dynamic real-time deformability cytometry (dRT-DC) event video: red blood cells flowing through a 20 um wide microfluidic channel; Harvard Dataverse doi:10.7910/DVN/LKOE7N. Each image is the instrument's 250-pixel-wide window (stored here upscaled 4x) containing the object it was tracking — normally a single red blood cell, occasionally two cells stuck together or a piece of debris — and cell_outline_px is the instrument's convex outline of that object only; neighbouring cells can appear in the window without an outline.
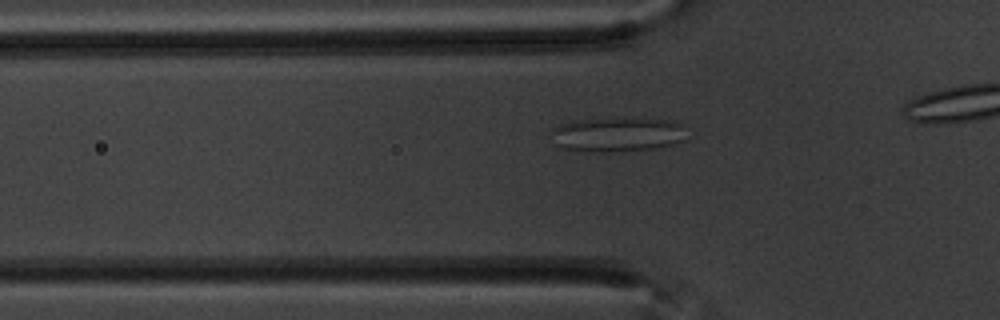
{"species": "common noctule bat (a hibernating species)", "species_latin": "Nyctalus noctula", "temperature_condition": "warm", "stored_images_in_passage": 41, "segment_of_instrument_passage": [1, 2], "camera_frame_rate_fps": 3000, "um_per_image_px": 0.085, "animal": {"sex": "male", "body_mass_g": 20.1, "forearm_length_mm": 53.5}, "frame": {"image": 1, "passage_image": 13, "time_ms": 4.0, "image_size_px": [1000, 320], "cell_outline_px": [[684, 140], [676, 144], [660, 148], [624, 152], [588, 152], [564, 148], [556, 144], [552, 132], [552, 128], [560, 124], [580, 120], [624, 116], [676, 120], [684, 124]], "centroid_in_image_um": [52.58, 11.41], "position_along_channel_um": 73.2, "area_um2": 28.26}}
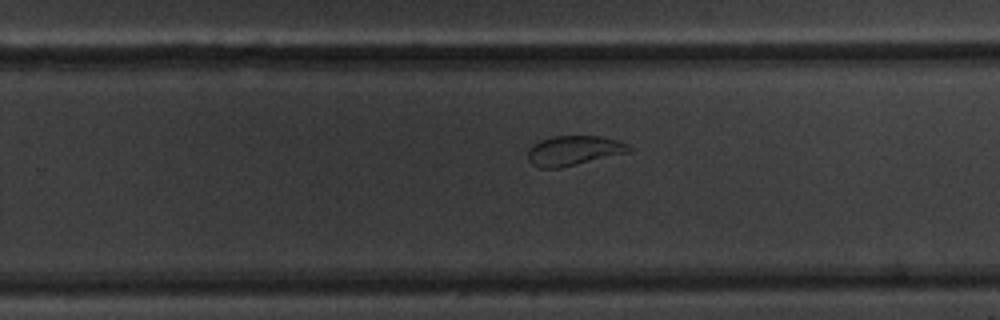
{"frame": {"image": 2, "passage_image": 31, "time_ms": 10.0, "image_size_px": [1000, 320], "cell_outline_px": [[636, 148], [632, 152], [560, 168], [540, 168], [532, 164], [528, 160], [528, 148], [540, 140], [552, 136], [600, 136], [620, 140]], "centroid_in_image_um": [48.84, 12.8], "position_along_channel_um": 281.0, "area_um2": 17.92}}
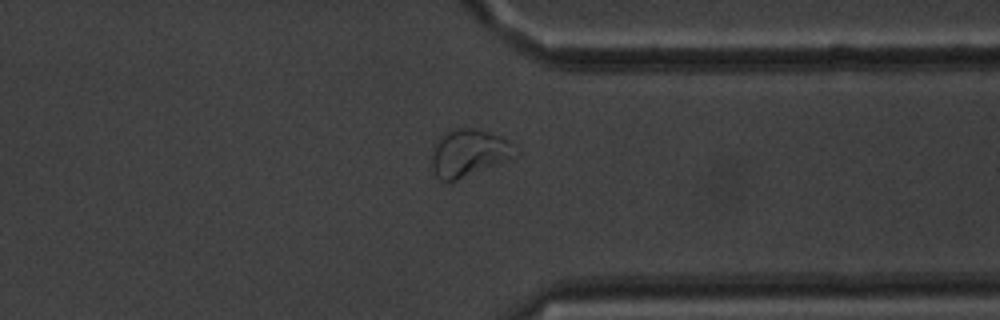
{"frame": {"image": 3, "passage_image": 39, "time_ms": 12.667, "image_size_px": [1000, 320], "cell_outline_px": [[520, 152], [516, 156], [456, 180], [440, 180], [432, 168], [432, 144], [448, 128], [476, 128], [488, 132], [508, 140]], "centroid_in_image_um": [39.81, 12.95], "position_along_channel_um": 371.6, "area_um2": 22.95}}